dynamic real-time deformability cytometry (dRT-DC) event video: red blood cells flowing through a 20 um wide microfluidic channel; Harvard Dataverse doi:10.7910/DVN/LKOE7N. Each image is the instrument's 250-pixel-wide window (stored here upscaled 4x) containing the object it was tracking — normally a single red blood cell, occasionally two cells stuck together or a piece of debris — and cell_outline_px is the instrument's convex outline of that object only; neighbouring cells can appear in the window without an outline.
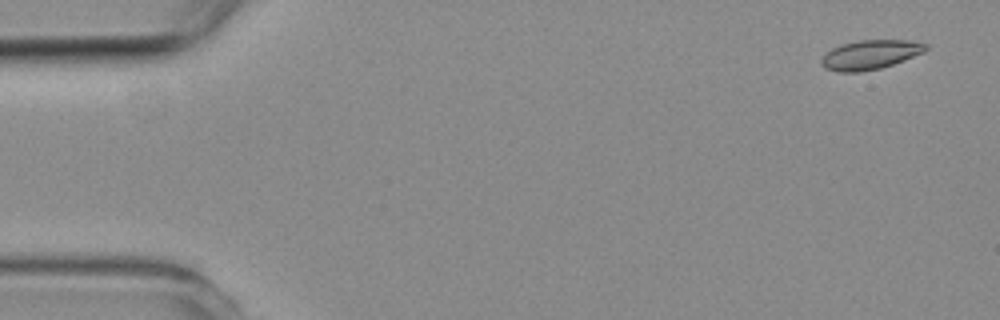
{"species": "common noctule bat (a hibernating species)", "species_latin": "Nyctalus noctula", "temperature_condition": "room temperature", "stored_images_in_passage": 4, "camera_frame_rate_fps": 3000, "um_per_image_px": 0.085, "animal": {"sex": "female", "body_mass_g": 19.3, "forearm_length_mm": 54.1}, "frame": {"image": 1, "passage_image": 1, "time_ms": 0.0, "image_size_px": [1000, 320], "cell_outline_px": [[928, 48], [924, 52], [904, 60], [880, 68], [860, 72], [840, 72], [824, 68], [820, 64], [820, 60], [832, 48], [840, 44], [860, 40], [908, 40], [928, 44]], "centroid_in_image_um": [73.96, 4.65], "position_along_channel_um": 11.0, "area_um2": 17.8}}